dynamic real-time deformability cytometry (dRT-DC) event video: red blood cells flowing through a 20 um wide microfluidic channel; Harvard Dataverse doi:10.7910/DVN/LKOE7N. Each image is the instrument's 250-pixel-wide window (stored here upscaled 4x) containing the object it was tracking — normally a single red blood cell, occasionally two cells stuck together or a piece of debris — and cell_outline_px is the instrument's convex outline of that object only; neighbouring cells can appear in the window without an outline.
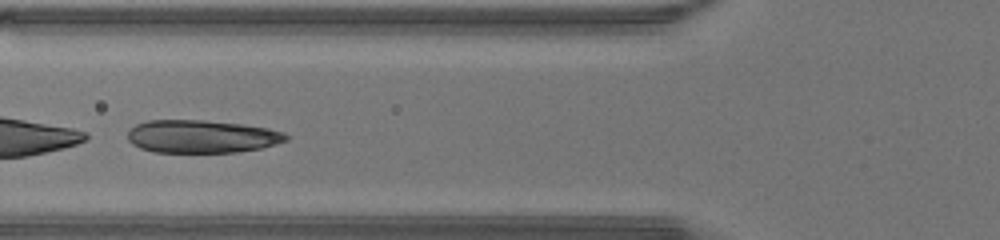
{"species": "human", "species_latin": "Homo sapiens", "temperature_condition": "warm", "stored_images_in_passage": 37, "segment_of_instrument_passage": [2, 2], "camera_frame_rate_fps": 3000, "um_per_image_px": 0.085, "donor": {"sex": "male"}, "frame": {"image": 1, "passage_image": 15, "time_ms": 4.667, "image_size_px": [1000, 240], "cell_outline_px": [[288, 140], [276, 144], [260, 148], [236, 152], [152, 152], [140, 148], [132, 144], [128, 140], [128, 132], [136, 124], [148, 120], [204, 120], [244, 124], [268, 128], [284, 132], [288, 136]], "centroid_in_image_um": [17.15, 11.59], "position_along_channel_um": 108.7, "area_um2": 30.46}}
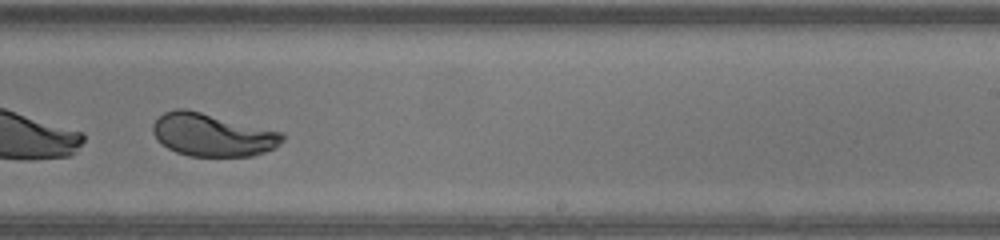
{"frame": {"image": 2, "passage_image": 26, "time_ms": 8.333, "image_size_px": [1000, 240], "cell_outline_px": [[284, 140], [276, 148], [252, 156], [188, 156], [176, 152], [168, 148], [152, 132], [152, 124], [164, 112], [176, 108], [184, 108], [284, 132]], "centroid_in_image_um": [18.09, 11.46], "position_along_channel_um": 270.9, "area_um2": 32.31}}
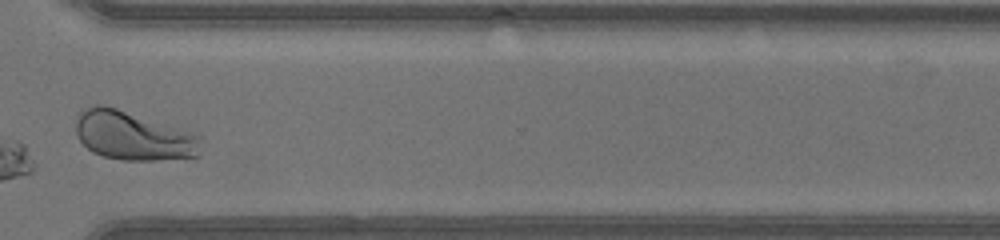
{"frame": {"image": 3, "passage_image": 32, "time_ms": 10.333, "image_size_px": [1000, 240], "cell_outline_px": [[204, 136], [200, 156], [152, 160], [124, 160], [104, 156], [92, 152], [80, 140], [76, 132], [76, 116], [80, 112], [92, 104], [104, 104]], "centroid_in_image_um": [11.35, 11.54], "position_along_channel_um": 359.3, "area_um2": 35.78}}